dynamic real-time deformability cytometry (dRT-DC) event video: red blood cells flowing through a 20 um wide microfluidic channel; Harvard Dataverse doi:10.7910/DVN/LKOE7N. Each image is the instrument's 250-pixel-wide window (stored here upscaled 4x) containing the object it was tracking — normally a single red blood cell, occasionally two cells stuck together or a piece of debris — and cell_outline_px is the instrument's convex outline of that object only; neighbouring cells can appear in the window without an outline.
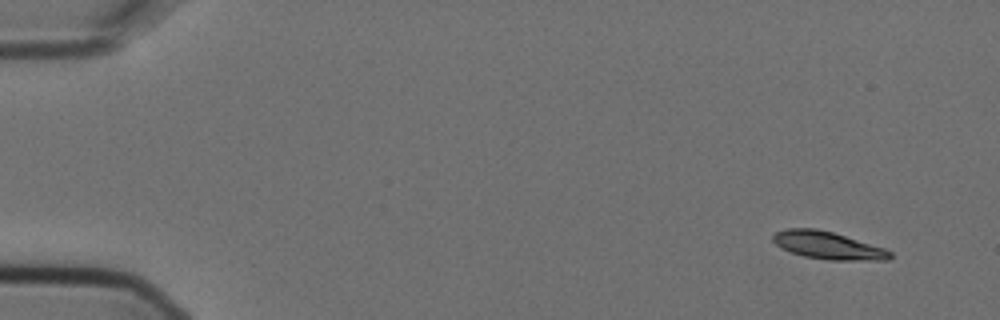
{"species": "Egyptian fruit bat (a non-hibernating species)", "species_latin": "Rousettus aegyptiacus", "temperature_condition": "cold", "stored_images_in_passage": 7, "camera_frame_rate_fps": 3000, "um_per_image_px": 0.085, "animal": {"sex": "female"}, "frame": {"image": 1, "passage_image": 1, "time_ms": 0.0, "image_size_px": [1000, 320], "cell_outline_px": [[892, 256], [888, 260], [828, 260], [804, 256], [780, 248], [772, 240], [772, 236], [776, 232], [788, 228], [816, 228], [832, 232], [884, 248], [892, 252]], "centroid_in_image_um": [70.35, 20.86], "position_along_channel_um": 14.6, "area_um2": 18.67}}
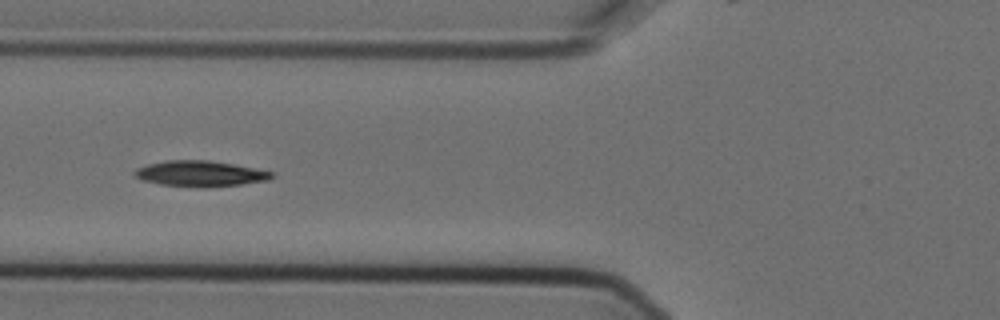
{"frame": {"image": 2, "passage_image": 6, "time_ms": 1.667, "image_size_px": [1000, 320], "cell_outline_px": [[276, 176], [268, 180], [240, 184], [208, 188], [204, 188], [160, 184], [144, 180], [136, 176], [132, 172], [136, 168], [148, 164], [164, 160], [208, 160], [232, 164], [276, 172]], "centroid_in_image_um": [17.04, 14.76], "position_along_channel_um": 108.8, "area_um2": 20.63}}
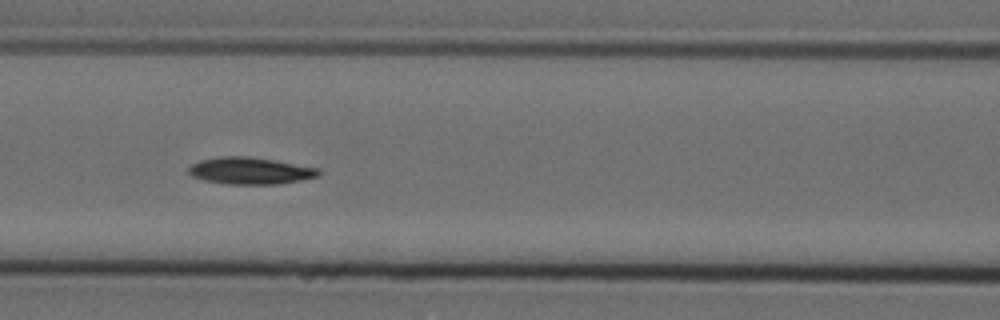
{"frame": {"image": 3, "passage_image": 7, "time_ms": 2.0, "image_size_px": [1000, 320], "cell_outline_px": [[320, 176], [300, 180], [276, 184], [224, 184], [204, 180], [192, 176], [188, 172], [188, 168], [192, 164], [200, 160], [220, 156], [248, 156], [276, 160], [320, 168]], "centroid_in_image_um": [21.28, 14.51], "position_along_channel_um": 145.3, "area_um2": 20.52}}